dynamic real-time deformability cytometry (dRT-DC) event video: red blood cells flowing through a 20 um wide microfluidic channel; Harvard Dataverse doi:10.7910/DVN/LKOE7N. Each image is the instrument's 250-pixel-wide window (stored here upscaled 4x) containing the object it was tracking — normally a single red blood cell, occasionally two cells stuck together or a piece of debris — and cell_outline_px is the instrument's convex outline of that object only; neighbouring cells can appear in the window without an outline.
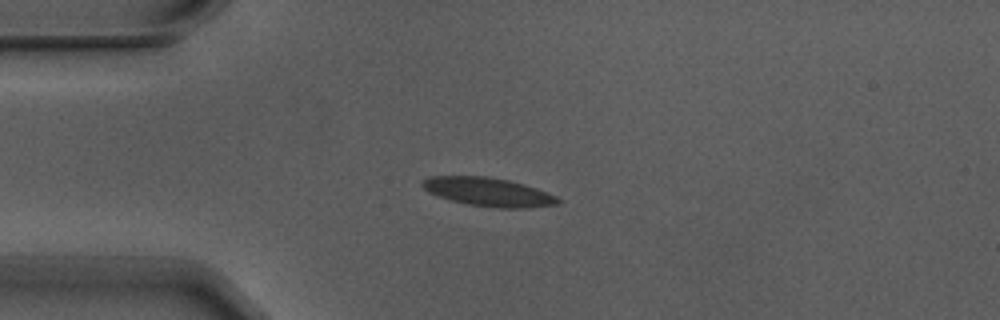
{"species": "Egyptian fruit bat (a non-hibernating species)", "species_latin": "Rousettus aegyptiacus", "temperature_condition": "warm", "stored_images_in_passage": 6, "camera_frame_rate_fps": 3000, "um_per_image_px": 0.085, "animal": {"sex": "male"}, "frame": {"image": 1, "passage_image": 3, "time_ms": 0.667, "image_size_px": [1000, 320], "cell_outline_px": [[564, 200], [560, 204], [528, 208], [500, 208], [468, 204], [436, 196], [428, 192], [420, 184], [420, 180], [428, 176], [484, 176], [508, 180], [524, 184], [548, 192]], "centroid_in_image_um": [41.52, 16.31], "position_along_channel_um": 43.5, "area_um2": 22.83}}
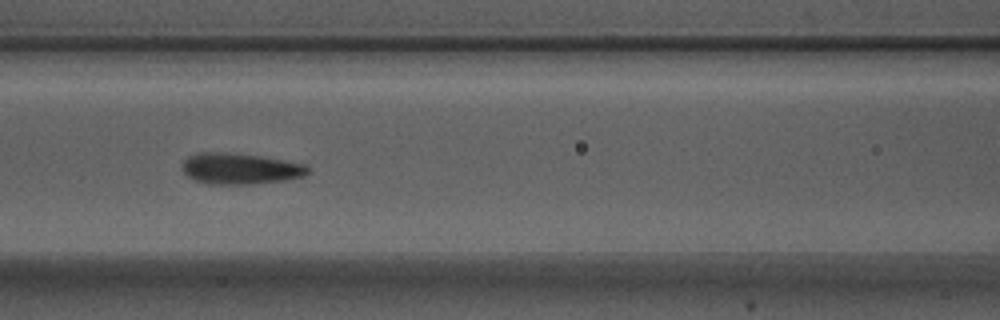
{"frame": {"image": 2, "passage_image": 6, "time_ms": 1.667, "image_size_px": [1000, 320], "cell_outline_px": [[312, 172], [304, 176], [284, 180], [252, 184], [208, 184], [196, 180], [188, 176], [180, 168], [184, 160], [188, 156], [196, 152], [236, 152], [260, 156], [304, 164], [312, 168]], "centroid_in_image_um": [20.41, 14.32], "position_along_channel_um": 146.2, "area_um2": 23.06}}